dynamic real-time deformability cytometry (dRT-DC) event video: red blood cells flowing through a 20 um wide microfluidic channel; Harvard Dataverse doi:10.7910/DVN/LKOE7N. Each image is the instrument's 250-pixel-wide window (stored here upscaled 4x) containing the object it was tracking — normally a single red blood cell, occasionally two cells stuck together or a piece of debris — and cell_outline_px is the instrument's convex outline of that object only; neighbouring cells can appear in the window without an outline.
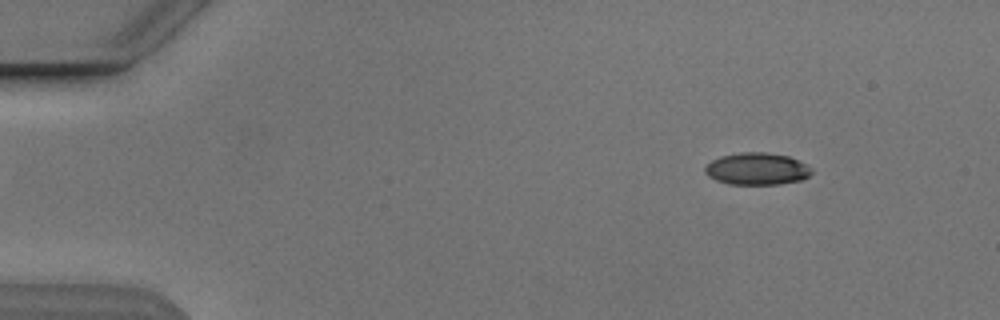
{"species": "Egyptian fruit bat (a non-hibernating species)", "species_latin": "Rousettus aegyptiacus", "temperature_condition": "cold", "stored_images_in_passage": 51, "camera_frame_rate_fps": 3000, "um_per_image_px": 0.085, "animal": {"sex": "male"}, "frame": {"image": 1, "passage_image": 3, "time_ms": 0.667, "image_size_px": [1000, 320], "cell_outline_px": [[812, 172], [808, 176], [800, 180], [780, 184], [728, 184], [716, 180], [708, 176], [704, 172], [704, 168], [712, 160], [720, 156], [740, 152], [764, 152], [788, 156], [808, 164], [812, 168]], "centroid_in_image_um": [64.34, 14.35], "position_along_channel_um": 20.7, "area_um2": 20.0}}
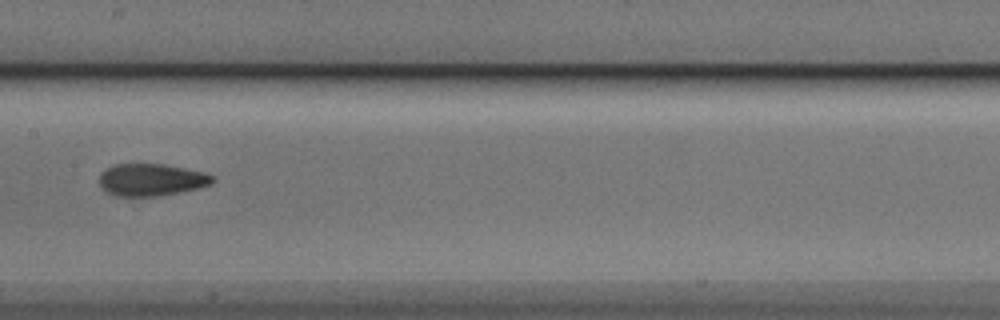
{"frame": {"image": 2, "passage_image": 24, "time_ms": 7.667, "image_size_px": [1000, 320], "cell_outline_px": [[216, 180], [212, 184], [196, 188], [176, 192], [152, 196], [116, 196], [108, 192], [100, 184], [100, 172], [116, 164], [164, 164], [204, 172], [212, 176]], "centroid_in_image_um": [12.86, 15.27], "position_along_channel_um": 194.5, "area_um2": 20.87}}
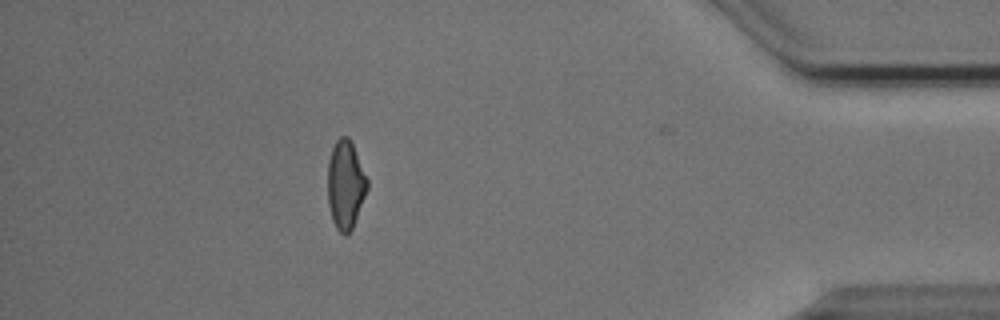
{"frame": {"image": 3, "passage_image": 44, "time_ms": 14.333, "image_size_px": [1000, 320], "cell_outline_px": [[368, 188], [352, 228], [344, 236], [336, 228], [332, 220], [328, 204], [328, 160], [332, 148], [336, 140], [340, 136], [348, 136], [352, 144], [368, 180]], "centroid_in_image_um": [29.35, 15.7], "position_along_channel_um": 405.8, "area_um2": 20.23}, "authors_computed_cell_mechanics": {"area_um2": 20.519, "velocity_mm_per_s": 3.8538, "shape_relaxation_time_tau1_ms": 7.3692, "shape_relaxation_time_tau2_ms": 2.1217, "deformation_change_tau1": 0.1875, "deformation_change_tau2": 0.0931}}